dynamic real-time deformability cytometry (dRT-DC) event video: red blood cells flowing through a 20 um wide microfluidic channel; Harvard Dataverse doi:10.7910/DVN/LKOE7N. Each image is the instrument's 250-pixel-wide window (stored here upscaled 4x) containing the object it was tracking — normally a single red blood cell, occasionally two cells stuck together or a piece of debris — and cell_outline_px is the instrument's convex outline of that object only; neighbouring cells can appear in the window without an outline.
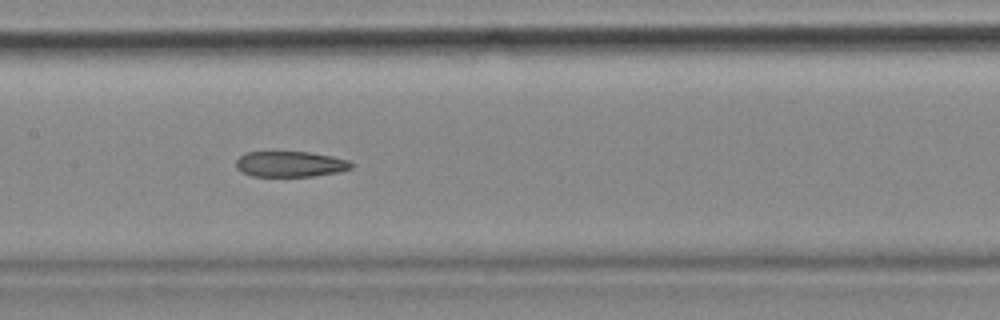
{"species": "common noctule bat (a hibernating species)", "species_latin": "Nyctalus noctula", "temperature_condition": "cold", "stored_images_in_passage": 51, "camera_frame_rate_fps": 3000, "um_per_image_px": 0.085, "animal": {"sex": "female", "body_mass_g": 18.4}, "frame": {"image": 1, "passage_image": 22, "time_ms": 7.0, "image_size_px": [1000, 320], "cell_outline_px": [[356, 164], [352, 168], [340, 172], [312, 176], [252, 176], [236, 168], [236, 160], [240, 156], [248, 152], [308, 152], [332, 156], [348, 160]], "centroid_in_image_um": [24.72, 13.95], "position_along_channel_um": 182.7, "area_um2": 17.22}, "authors_computed_cell_mechanics": {"area_um2": 19.074, "velocity_mm_per_s": 3.5744, "shape_relaxation_time_tau1_ms": null, "shape_relaxation_time_tau2_ms": 3.2309, "deformation_change_tau1": null, "deformation_change_tau2": 0.1075}}